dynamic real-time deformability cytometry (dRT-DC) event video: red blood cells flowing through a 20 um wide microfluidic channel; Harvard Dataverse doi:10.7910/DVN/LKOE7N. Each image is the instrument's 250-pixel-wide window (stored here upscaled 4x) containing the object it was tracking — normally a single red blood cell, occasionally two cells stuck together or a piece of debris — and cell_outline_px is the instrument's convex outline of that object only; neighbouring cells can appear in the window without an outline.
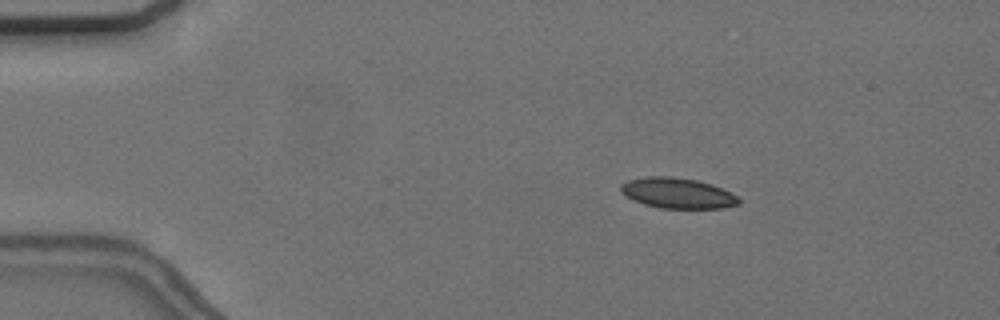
{"species": "common noctule bat (a hibernating species)", "species_latin": "Nyctalus noctula", "temperature_condition": "cold", "stored_images_in_passage": 4, "camera_frame_rate_fps": 3000, "um_per_image_px": 0.085, "animal": {"sex": "female", "body_mass_g": 24.6, "forearm_length_mm": 56.2}, "frame": {"image": 1, "passage_image": 2, "time_ms": 2.0, "image_size_px": [1000, 320], "cell_outline_px": [[740, 204], [724, 208], [660, 208], [644, 204], [632, 200], [624, 196], [620, 192], [620, 184], [628, 180], [644, 176], [672, 176], [696, 180], [712, 184], [732, 192], [740, 200]], "centroid_in_image_um": [57.56, 16.41], "position_along_channel_um": 27.4, "area_um2": 21.27}}